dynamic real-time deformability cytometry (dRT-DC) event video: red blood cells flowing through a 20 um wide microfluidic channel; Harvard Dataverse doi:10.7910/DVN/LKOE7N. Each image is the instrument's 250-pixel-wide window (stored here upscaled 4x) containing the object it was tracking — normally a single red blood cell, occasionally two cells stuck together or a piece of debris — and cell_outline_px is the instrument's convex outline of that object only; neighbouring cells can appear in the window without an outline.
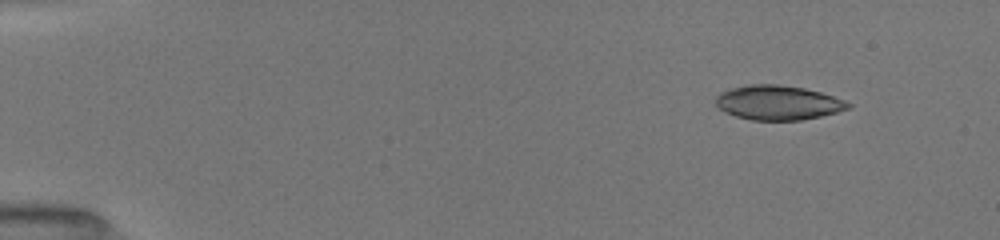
{"species": "common noctule bat (a hibernating species)", "species_latin": "Nyctalus noctula", "temperature_condition": "room temperature", "stored_images_in_passage": 14, "camera_frame_rate_fps": 3000, "um_per_image_px": 0.085, "animal": {"sex": "female", "body_mass_g": 19.5, "forearm_length_mm": 54.1}, "frame": {"image": 1, "passage_image": 4, "time_ms": 1.667, "image_size_px": [1000, 240], "cell_outline_px": [[852, 104], [848, 108], [836, 112], [820, 116], [800, 120], [752, 120], [736, 116], [724, 112], [716, 104], [716, 96], [720, 92], [732, 88], [748, 84], [776, 84], [804, 88], [820, 92], [844, 100]], "centroid_in_image_um": [66.1, 8.72], "position_along_channel_um": 18.9, "area_um2": 26.41}}
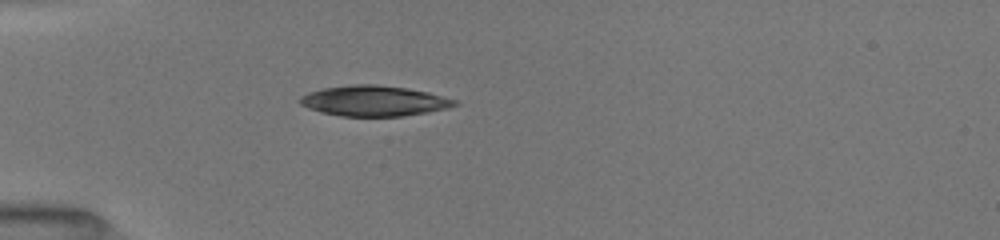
{"frame": {"image": 2, "passage_image": 10, "time_ms": 5.0, "image_size_px": [1000, 240], "cell_outline_px": [[460, 104], [448, 108], [428, 112], [404, 116], [340, 116], [320, 112], [308, 108], [300, 104], [296, 100], [300, 96], [308, 92], [324, 88], [352, 84], [376, 84], [408, 88], [428, 92], [456, 100]], "centroid_in_image_um": [31.77, 8.57], "position_along_channel_um": 53.2, "area_um2": 27.69}}
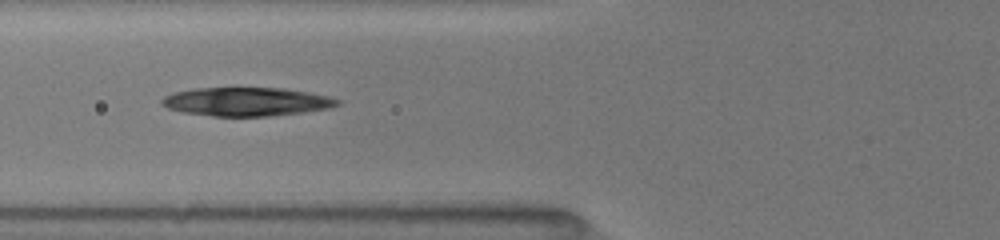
{"frame": {"image": 3, "passage_image": 13, "time_ms": 6.667, "image_size_px": [1000, 240], "cell_outline_px": [[340, 104], [328, 108], [304, 112], [268, 116], [212, 116], [184, 112], [168, 108], [160, 104], [160, 100], [164, 96], [176, 92], [196, 88], [284, 88], [308, 92], [328, 96], [340, 100]], "centroid_in_image_um": [20.95, 8.64], "position_along_channel_um": 104.9, "area_um2": 29.13}}